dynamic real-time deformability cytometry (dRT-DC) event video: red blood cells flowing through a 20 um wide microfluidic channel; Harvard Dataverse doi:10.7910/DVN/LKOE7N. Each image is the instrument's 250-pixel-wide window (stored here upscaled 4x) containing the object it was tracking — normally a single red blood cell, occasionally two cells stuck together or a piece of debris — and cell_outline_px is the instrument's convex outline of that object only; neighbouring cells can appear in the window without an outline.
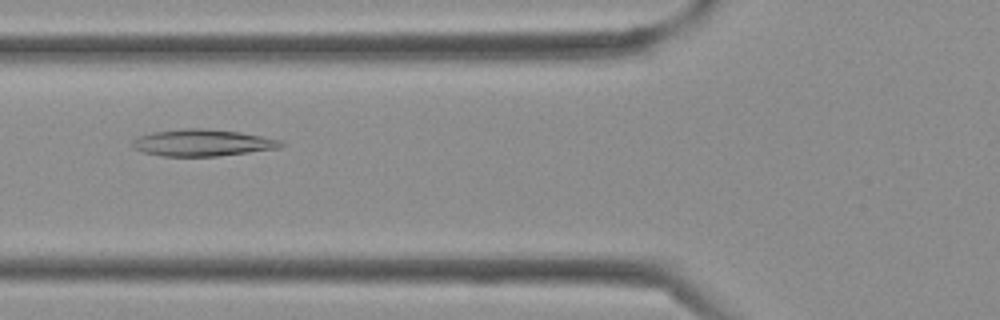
{"species": "Egyptian fruit bat (a non-hibernating species)", "species_latin": "Rousettus aegyptiacus", "temperature_condition": "cold", "stored_images_in_passage": 32, "camera_frame_rate_fps": 3000, "um_per_image_px": 0.085, "frame": {"image": 1, "passage_image": 8, "time_ms": 2.333, "image_size_px": [1000, 320], "cell_outline_px": [[284, 144], [280, 148], [216, 156], [160, 156], [140, 152], [132, 148], [132, 140], [140, 136], [152, 132], [184, 128], [204, 128], [240, 132], [284, 140]], "centroid_in_image_um": [17.19, 12.13], "position_along_channel_um": 108.6, "area_um2": 23.35}}
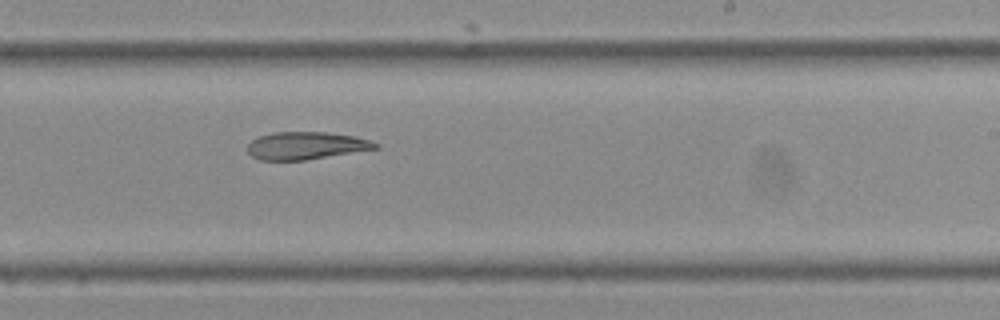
{"frame": {"image": 2, "passage_image": 17, "time_ms": 5.333, "image_size_px": [1000, 320], "cell_outline_px": [[380, 148], [304, 160], [260, 160], [252, 156], [248, 152], [248, 144], [252, 140], [260, 136], [272, 132], [328, 132], [356, 136], [380, 144]], "centroid_in_image_um": [26.03, 12.37], "position_along_channel_um": 263.0, "area_um2": 20.52}}
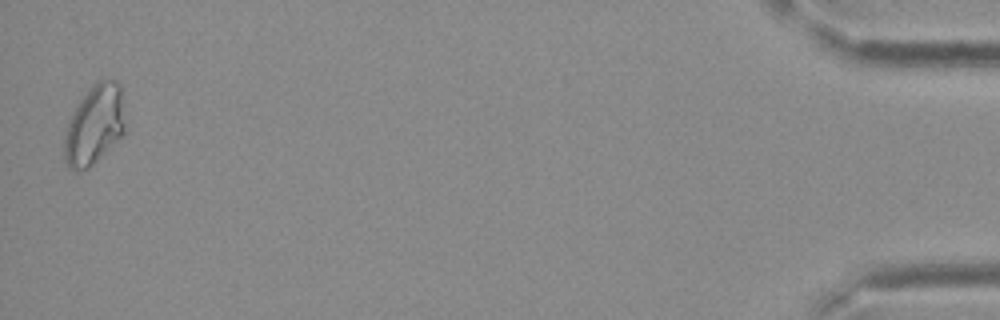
{"frame": {"image": 3, "passage_image": 32, "time_ms": 10.333, "image_size_px": [1000, 320], "cell_outline_px": [[124, 132], [88, 168], [76, 172], [68, 168], [64, 160], [64, 140], [68, 124], [80, 100], [96, 80], [104, 76], [116, 80], [120, 84], [124, 124]], "centroid_in_image_um": [8.01, 10.58], "position_along_channel_um": 427.2, "area_um2": 27.74}}